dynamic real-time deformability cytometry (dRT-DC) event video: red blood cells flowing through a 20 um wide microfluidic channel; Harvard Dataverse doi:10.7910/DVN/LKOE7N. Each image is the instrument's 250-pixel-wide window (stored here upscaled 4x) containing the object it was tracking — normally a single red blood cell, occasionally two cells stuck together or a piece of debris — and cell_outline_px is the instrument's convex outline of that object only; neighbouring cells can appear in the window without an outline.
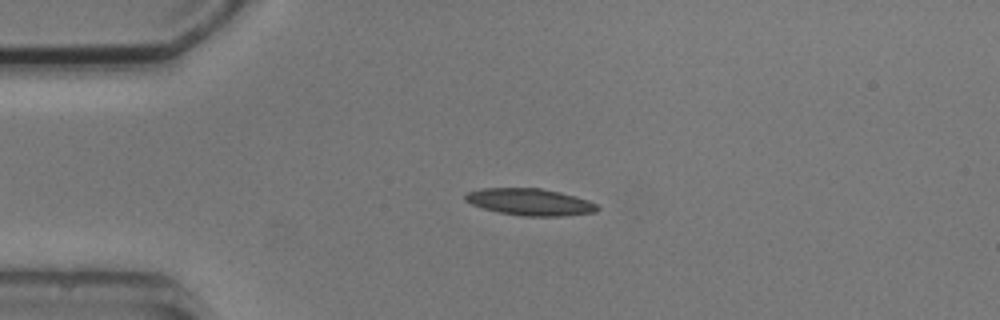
{"species": "common noctule bat (a hibernating species)", "species_latin": "Nyctalus noctula", "temperature_condition": "cold", "stored_images_in_passage": 8, "camera_frame_rate_fps": 3000, "um_per_image_px": 0.085, "animal": {"sex": "male", "body_mass_g": 20.5, "forearm_length_mm": 52.5}, "frame": {"image": 1, "passage_image": 3, "time_ms": 2.333, "image_size_px": [1000, 320], "cell_outline_px": [[600, 208], [596, 212], [564, 216], [524, 216], [500, 212], [484, 208], [472, 204], [464, 200], [464, 196], [468, 192], [480, 188], [540, 188], [560, 192], [588, 200], [596, 204]], "centroid_in_image_um": [45.06, 17.16], "position_along_channel_um": 39.9, "area_um2": 20.58}}